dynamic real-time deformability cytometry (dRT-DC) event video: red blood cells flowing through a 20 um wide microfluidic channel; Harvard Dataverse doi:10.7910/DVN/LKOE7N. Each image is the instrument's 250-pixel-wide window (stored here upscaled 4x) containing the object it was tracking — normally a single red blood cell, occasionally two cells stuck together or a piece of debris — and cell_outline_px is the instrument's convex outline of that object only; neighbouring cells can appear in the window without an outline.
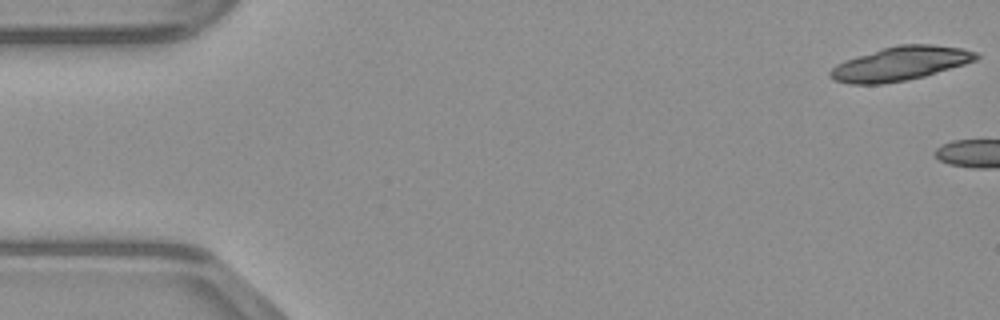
{"species": "common noctule bat (a hibernating species)", "species_latin": "Nyctalus noctula", "temperature_condition": "warm", "stored_images_in_passage": 4, "camera_frame_rate_fps": 3000, "um_per_image_px": 0.085, "animal": {"sex": "male", "body_mass_g": 23.1, "forearm_length_mm": 52.7}, "frame": {"image": 1, "passage_image": 1, "time_ms": 0.0, "image_size_px": [1000, 320], "cell_outline_px": [[980, 56], [976, 60], [964, 64], [924, 76], [908, 80], [880, 84], [848, 84], [832, 80], [828, 76], [828, 72], [836, 64], [844, 60], [880, 48], [900, 44], [932, 44], [964, 48], [976, 52]], "centroid_in_image_um": [76.48, 5.4], "position_along_channel_um": 8.5, "area_um2": 29.13}}